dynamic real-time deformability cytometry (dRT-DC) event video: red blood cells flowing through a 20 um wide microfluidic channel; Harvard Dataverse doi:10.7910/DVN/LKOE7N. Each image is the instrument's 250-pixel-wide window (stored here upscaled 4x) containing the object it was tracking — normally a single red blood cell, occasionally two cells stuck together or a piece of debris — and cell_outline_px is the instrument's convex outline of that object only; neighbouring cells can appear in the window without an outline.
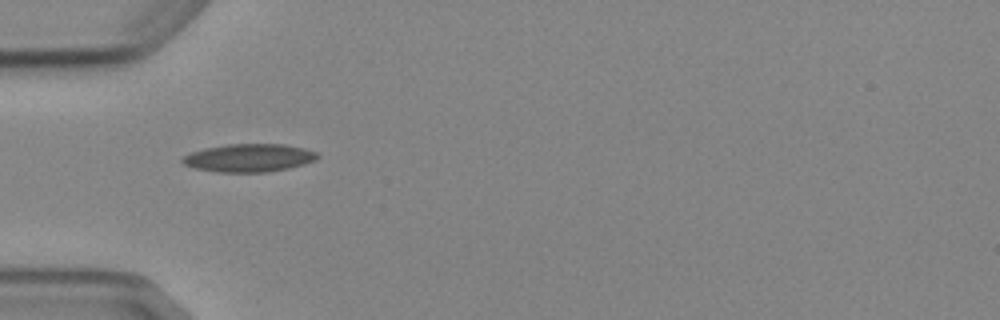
{"species": "Egyptian fruit bat (a non-hibernating species)", "species_latin": "Rousettus aegyptiacus", "temperature_condition": "cold", "stored_images_in_passage": 3, "camera_frame_rate_fps": 3000, "um_per_image_px": 0.085, "animal": {"sex": "female"}, "frame": {"image": 1, "passage_image": 1, "time_ms": 0.0, "image_size_px": [1000, 320], "cell_outline_px": [[320, 156], [316, 160], [304, 164], [288, 168], [268, 172], [216, 172], [196, 168], [184, 164], [180, 160], [184, 156], [192, 152], [204, 148], [228, 144], [284, 144], [304, 148], [316, 152]], "centroid_in_image_um": [21.18, 13.42], "position_along_channel_um": 63.8, "area_um2": 22.02}}
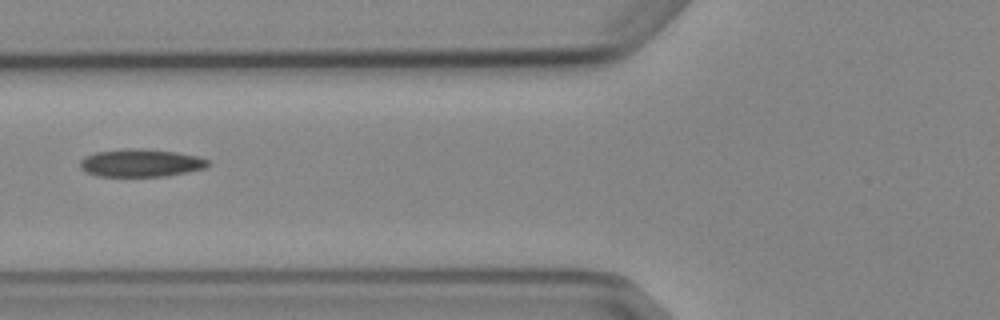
{"frame": {"image": 2, "passage_image": 2, "time_ms": 1.333, "image_size_px": [1000, 320], "cell_outline_px": [[208, 164], [204, 168], [164, 176], [96, 176], [80, 168], [80, 160], [84, 156], [96, 152], [128, 148], [140, 148], [176, 152], [196, 156], [208, 160]], "centroid_in_image_um": [11.91, 13.84], "position_along_channel_um": 113.9, "area_um2": 20.46}}